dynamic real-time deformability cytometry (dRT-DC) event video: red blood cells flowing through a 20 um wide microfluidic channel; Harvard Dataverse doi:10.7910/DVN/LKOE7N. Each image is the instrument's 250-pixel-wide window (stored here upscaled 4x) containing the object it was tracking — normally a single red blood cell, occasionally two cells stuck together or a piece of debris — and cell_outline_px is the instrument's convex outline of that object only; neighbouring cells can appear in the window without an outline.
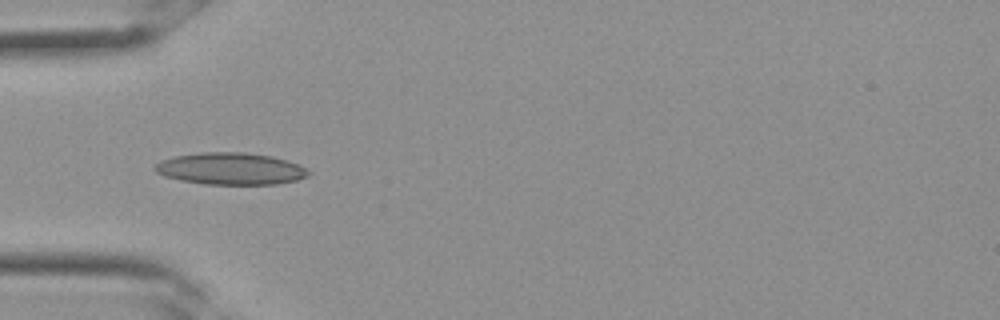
{"species": "Egyptian fruit bat (a non-hibernating species)", "species_latin": "Rousettus aegyptiacus", "temperature_condition": "room temperature", "stored_images_in_passage": 23, "camera_frame_rate_fps": 3000, "um_per_image_px": 0.085, "frame": {"image": 1, "passage_image": 1, "time_ms": 0.0, "image_size_px": [1000, 320], "cell_outline_px": [[312, 172], [308, 176], [296, 180], [276, 184], [204, 184], [180, 180], [164, 176], [156, 172], [152, 168], [160, 160], [176, 156], [200, 152], [244, 152], [272, 156], [288, 160], [300, 164]], "centroid_in_image_um": [19.62, 14.33], "position_along_channel_um": 65.4, "area_um2": 28.78}}
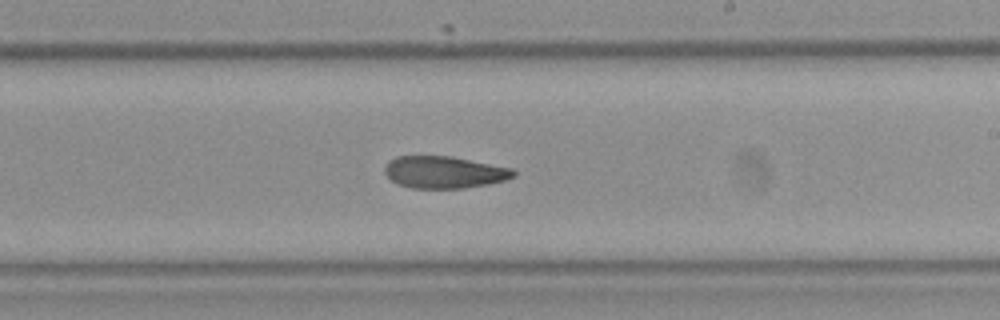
{"frame": {"image": 2, "passage_image": 10, "time_ms": 3.0, "image_size_px": [1000, 320], "cell_outline_px": [[516, 176], [504, 180], [488, 184], [464, 188], [412, 188], [396, 184], [384, 172], [384, 168], [388, 160], [396, 156], [452, 156], [512, 168], [516, 172]], "centroid_in_image_um": [37.74, 14.63], "position_along_channel_um": 251.3, "area_um2": 24.16}}
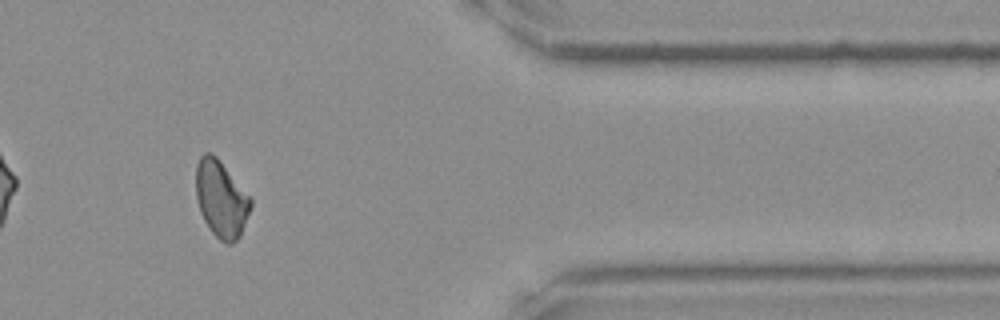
{"frame": {"image": 3, "passage_image": 18, "time_ms": 5.667, "image_size_px": [1000, 320], "cell_outline_px": [[252, 204], [240, 236], [232, 244], [228, 244], [220, 240], [212, 232], [204, 220], [200, 212], [196, 196], [196, 164], [200, 156], [204, 152], [208, 152], [216, 156], [252, 196]], "centroid_in_image_um": [18.81, 16.89], "position_along_channel_um": 392.6, "area_um2": 24.68}}